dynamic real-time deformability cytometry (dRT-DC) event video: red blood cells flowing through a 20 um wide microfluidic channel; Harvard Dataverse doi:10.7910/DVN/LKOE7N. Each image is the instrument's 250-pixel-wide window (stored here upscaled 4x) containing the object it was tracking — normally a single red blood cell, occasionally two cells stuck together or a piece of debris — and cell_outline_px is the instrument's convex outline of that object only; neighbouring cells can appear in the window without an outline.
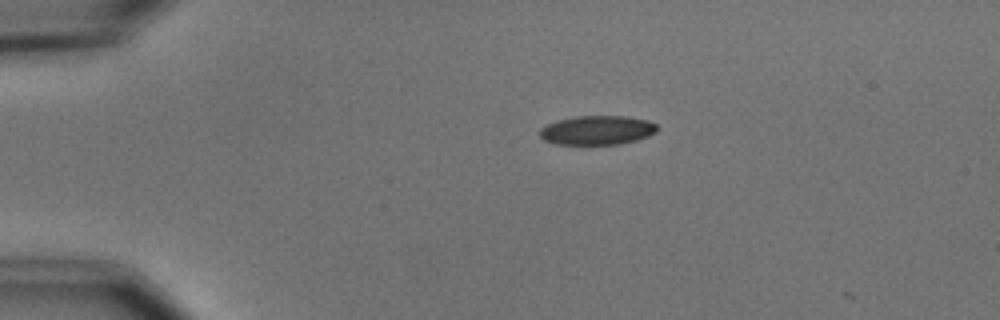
{"species": "common noctule bat (a hibernating species)", "species_latin": "Nyctalus noctula", "temperature_condition": "cold", "stored_images_in_passage": 5, "camera_frame_rate_fps": 3000, "um_per_image_px": 0.085, "animal": {"sex": "male", "body_mass_g": 15.6}, "frame": {"image": 1, "passage_image": 1, "time_ms": 0.0, "image_size_px": [1000, 320], "cell_outline_px": [[656, 132], [648, 136], [636, 140], [616, 144], [556, 144], [544, 140], [540, 136], [540, 128], [556, 120], [576, 116], [624, 116], [648, 120], [656, 124]], "centroid_in_image_um": [50.74, 11.06], "position_along_channel_um": 34.3, "area_um2": 19.83}}
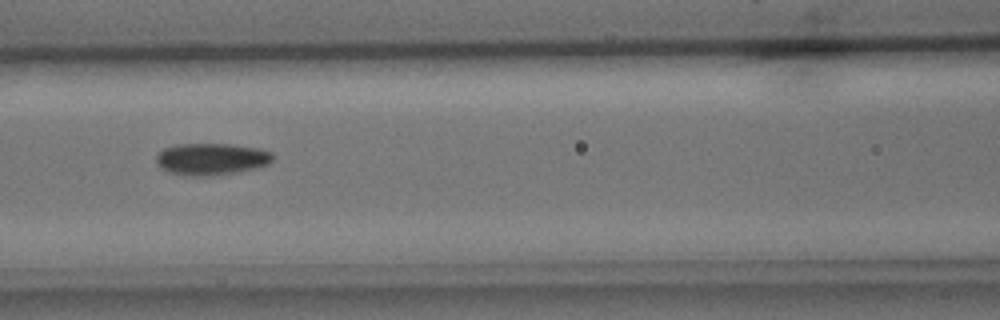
{"frame": {"image": 2, "passage_image": 5, "time_ms": 4.333, "image_size_px": [1000, 320], "cell_outline_px": [[272, 160], [268, 164], [256, 168], [232, 172], [204, 176], [192, 176], [172, 172], [160, 168], [156, 160], [156, 156], [164, 148], [176, 144], [228, 144], [260, 148], [272, 152]], "centroid_in_image_um": [17.97, 13.5], "position_along_channel_um": 148.6, "area_um2": 21.33}}